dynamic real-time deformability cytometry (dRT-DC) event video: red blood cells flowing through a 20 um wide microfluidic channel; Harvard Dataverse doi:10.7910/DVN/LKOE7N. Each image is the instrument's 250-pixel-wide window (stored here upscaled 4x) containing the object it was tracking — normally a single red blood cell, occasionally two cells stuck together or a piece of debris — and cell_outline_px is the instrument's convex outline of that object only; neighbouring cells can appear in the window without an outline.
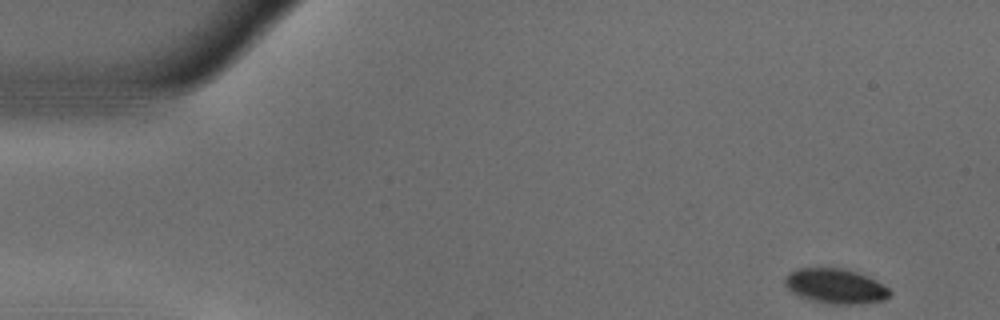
{"species": "common noctule bat (a hibernating species)", "species_latin": "Nyctalus noctula", "temperature_condition": "warm", "stored_images_in_passage": 52, "camera_frame_rate_fps": 3000, "um_per_image_px": 0.085, "animal": {"sex": "male", "body_mass_g": 18.8}, "frame": {"image": 1, "passage_image": 1, "time_ms": 0.0, "image_size_px": [1000, 320], "cell_outline_px": [[892, 292], [884, 300], [860, 304], [832, 304], [812, 300], [800, 296], [792, 292], [784, 284], [784, 280], [788, 272], [796, 268], [840, 268], [856, 272], [868, 276], [876, 280], [888, 288]], "centroid_in_image_um": [71.01, 24.31], "position_along_channel_um": 14.0, "area_um2": 21.27}}
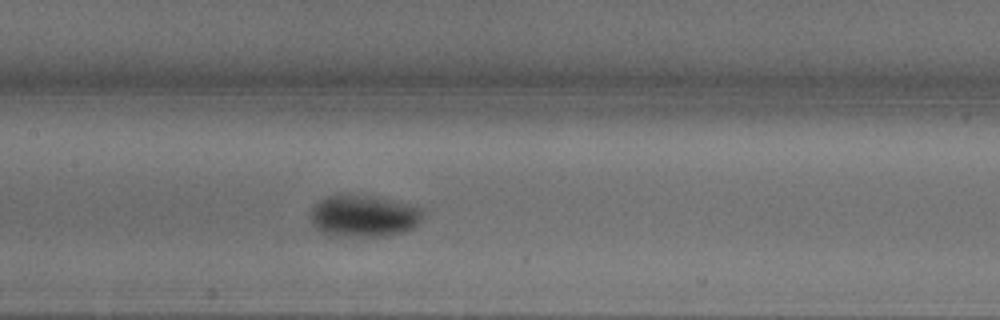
{"frame": {"image": 2, "passage_image": 23, "time_ms": 7.333, "image_size_px": [1000, 320], "cell_outline_px": [[424, 208], [420, 220], [412, 228], [404, 232], [384, 236], [324, 236], [312, 224], [308, 216], [312, 208], [324, 196], [376, 196], [412, 204]], "centroid_in_image_um": [30.89, 18.37], "position_along_channel_um": 176.5, "area_um2": 27.69}}
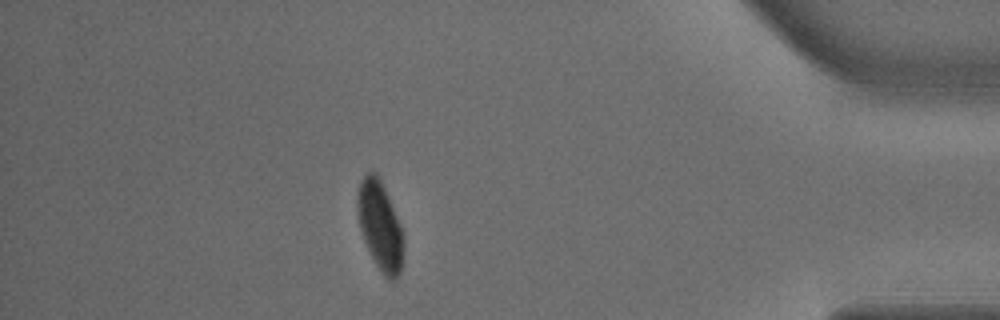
{"frame": {"image": 3, "passage_image": 45, "time_ms": 14.667, "image_size_px": [1000, 320], "cell_outline_px": [[404, 244], [400, 272], [392, 280], [388, 280], [384, 276], [376, 264], [364, 240], [360, 228], [356, 208], [356, 196], [360, 180], [368, 172], [376, 172], [388, 196], [400, 224], [404, 236]], "centroid_in_image_um": [32.29, 19.17], "position_along_channel_um": 402.9, "area_um2": 23.7}, "authors_computed_cell_mechanics": {"area_um2": 24.8251, "velocity_mm_per_s": 3.6848, "shape_relaxation_time_tau1_ms": 4.8704, "shape_relaxation_time_tau2_ms": null, "deformation_change_tau1": 0.1581, "deformation_change_tau2": null}}